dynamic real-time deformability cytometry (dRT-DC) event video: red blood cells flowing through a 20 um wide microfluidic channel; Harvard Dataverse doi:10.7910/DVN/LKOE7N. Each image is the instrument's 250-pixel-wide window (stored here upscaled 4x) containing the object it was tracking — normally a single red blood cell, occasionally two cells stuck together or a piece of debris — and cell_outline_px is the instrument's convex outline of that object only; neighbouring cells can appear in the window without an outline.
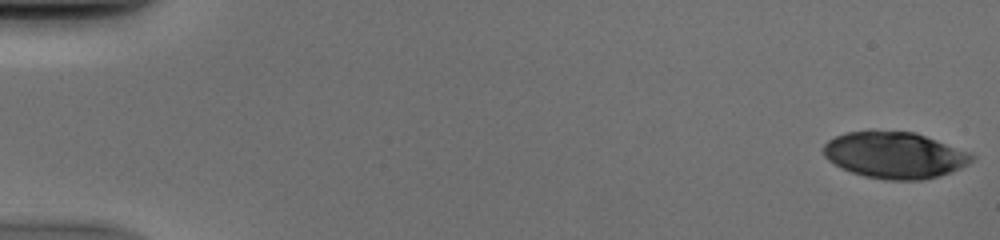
{"species": "human", "species_latin": "Homo sapiens", "temperature_condition": "cold", "stored_images_in_passage": 51, "camera_frame_rate_fps": 3000, "um_per_image_px": 0.085, "donor": {"sex": "male"}, "frame": {"image": 1, "passage_image": 1, "time_ms": 0.0, "image_size_px": [1000, 240], "cell_outline_px": [[976, 156], [968, 164], [952, 172], [940, 176], [924, 180], [884, 180], [864, 176], [840, 168], [828, 160], [824, 156], [824, 144], [828, 140], [836, 136], [848, 132], [916, 132], [972, 152]], "centroid_in_image_um": [76.1, 13.21], "position_along_channel_um": 8.9, "area_um2": 40.23}}
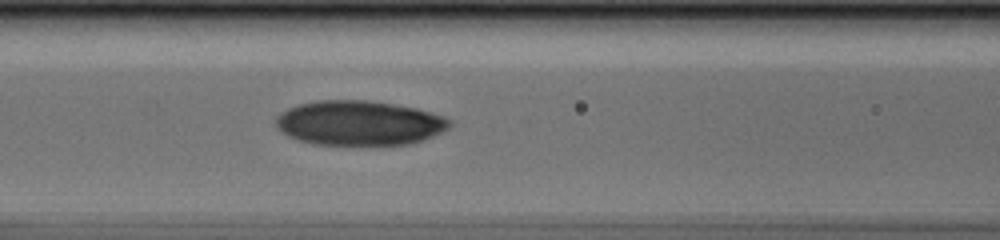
{"frame": {"image": 2, "passage_image": 23, "time_ms": 7.333, "image_size_px": [1000, 240], "cell_outline_px": [[452, 124], [444, 132], [424, 140], [412, 144], [312, 144], [296, 140], [288, 136], [276, 128], [276, 116], [280, 112], [288, 108], [300, 104], [320, 100], [364, 100], [392, 104], [416, 108], [444, 116], [452, 120]], "centroid_in_image_um": [30.54, 10.46], "position_along_channel_um": 136.1, "area_um2": 45.37}}
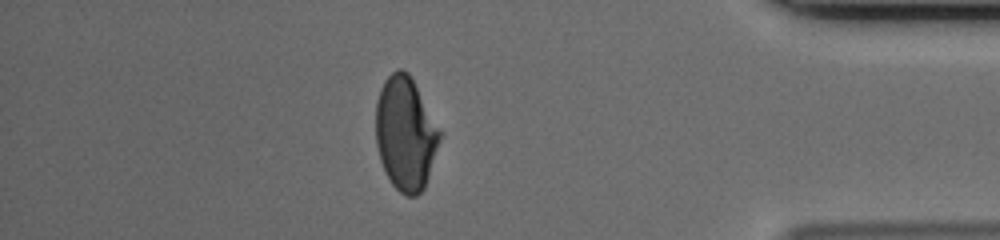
{"frame": {"image": 3, "passage_image": 45, "time_ms": 14.667, "image_size_px": [1000, 240], "cell_outline_px": [[440, 140], [424, 188], [416, 196], [404, 196], [392, 184], [380, 160], [376, 144], [376, 100], [380, 88], [384, 80], [396, 68], [400, 68], [408, 72], [440, 132]], "centroid_in_image_um": [34.43, 11.35], "position_along_channel_um": 400.8, "area_um2": 41.67}}